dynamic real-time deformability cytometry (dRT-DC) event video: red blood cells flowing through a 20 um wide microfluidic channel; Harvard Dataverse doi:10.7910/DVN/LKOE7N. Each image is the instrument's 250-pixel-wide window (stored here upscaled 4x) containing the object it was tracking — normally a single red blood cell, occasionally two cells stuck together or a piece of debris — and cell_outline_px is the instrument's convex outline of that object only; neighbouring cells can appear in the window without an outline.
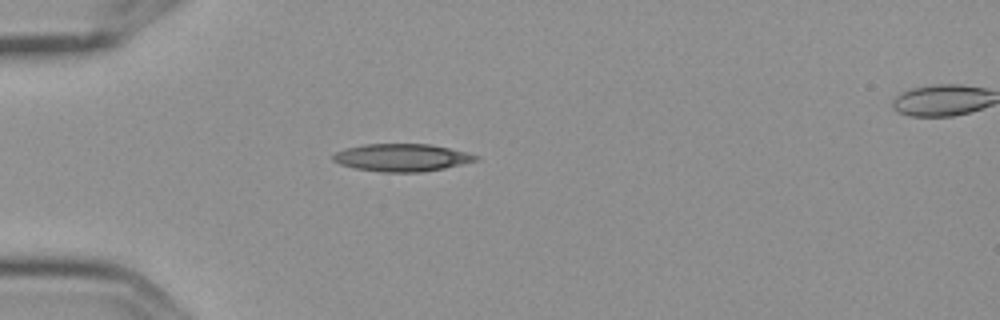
{"species": "Egyptian fruit bat (a non-hibernating species)", "species_latin": "Rousettus aegyptiacus", "temperature_condition": "cold", "stored_images_in_passage": 6, "camera_frame_rate_fps": 3000, "um_per_image_px": 0.085, "frame": {"image": 1, "passage_image": 6, "time_ms": 1.667, "image_size_px": [1000, 320], "cell_outline_px": [[480, 160], [444, 168], [420, 172], [380, 172], [356, 168], [340, 164], [332, 160], [332, 156], [336, 152], [344, 148], [364, 144], [428, 144], [448, 148], [480, 156]], "centroid_in_image_um": [34.14, 13.39], "position_along_channel_um": 50.9, "area_um2": 22.83}}